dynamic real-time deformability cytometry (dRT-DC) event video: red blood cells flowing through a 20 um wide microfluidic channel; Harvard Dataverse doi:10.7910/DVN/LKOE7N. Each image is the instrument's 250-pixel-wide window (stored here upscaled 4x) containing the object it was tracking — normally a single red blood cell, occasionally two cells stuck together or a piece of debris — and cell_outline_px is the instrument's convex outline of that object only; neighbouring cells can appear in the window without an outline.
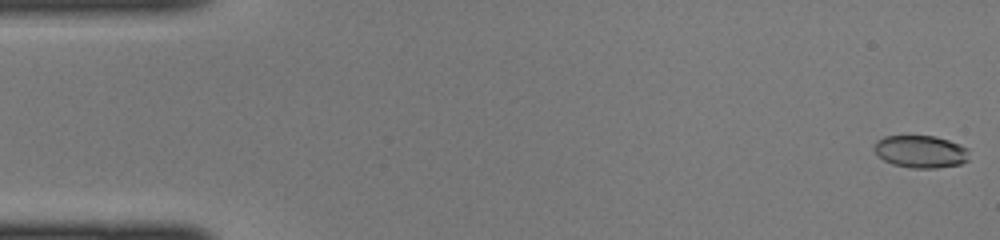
{"species": "common noctule bat (a hibernating species)", "species_latin": "Nyctalus noctula", "temperature_condition": "cold", "stored_images_in_passage": 44, "camera_frame_rate_fps": 3000, "um_per_image_px": 0.085, "animal": {"sex": "female", "body_mass_g": 22.0, "forearm_length_mm": 56.7}, "frame": {"image": 1, "passage_image": 1, "time_ms": 0.0, "image_size_px": [1000, 240], "cell_outline_px": [[968, 160], [960, 164], [936, 168], [912, 168], [892, 164], [884, 160], [872, 148], [876, 140], [884, 136], [936, 136], [960, 144], [968, 148]], "centroid_in_image_um": [78.25, 12.88], "position_along_channel_um": 6.7, "area_um2": 18.03}}
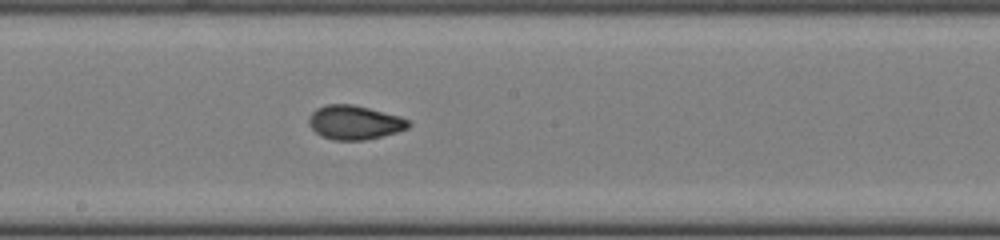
{"frame": {"image": 2, "passage_image": 24, "time_ms": 7.667, "image_size_px": [1000, 240], "cell_outline_px": [[412, 124], [408, 128], [396, 132], [364, 140], [332, 140], [320, 136], [308, 124], [308, 116], [316, 108], [328, 104], [352, 104], [400, 116], [408, 120]], "centroid_in_image_um": [30.1, 10.41], "position_along_channel_um": 218.1, "area_um2": 19.77}}
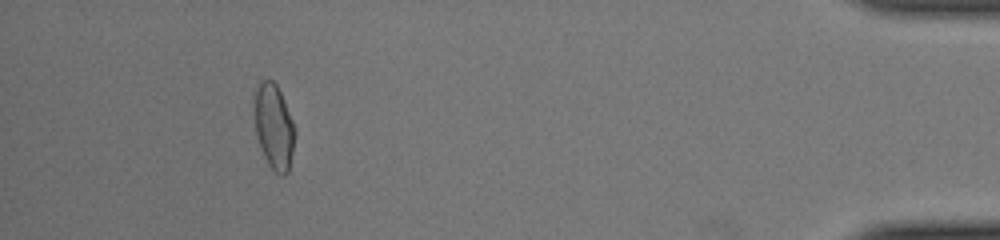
{"frame": {"image": 3, "passage_image": 41, "time_ms": 13.333, "image_size_px": [1000, 240], "cell_outline_px": [[296, 132], [288, 172], [284, 176], [280, 176], [268, 164], [264, 156], [256, 132], [252, 100], [252, 96], [260, 80], [272, 80], [276, 84], [280, 92], [296, 128]], "centroid_in_image_um": [23.26, 10.72], "position_along_channel_um": 411.9, "area_um2": 20.29}}